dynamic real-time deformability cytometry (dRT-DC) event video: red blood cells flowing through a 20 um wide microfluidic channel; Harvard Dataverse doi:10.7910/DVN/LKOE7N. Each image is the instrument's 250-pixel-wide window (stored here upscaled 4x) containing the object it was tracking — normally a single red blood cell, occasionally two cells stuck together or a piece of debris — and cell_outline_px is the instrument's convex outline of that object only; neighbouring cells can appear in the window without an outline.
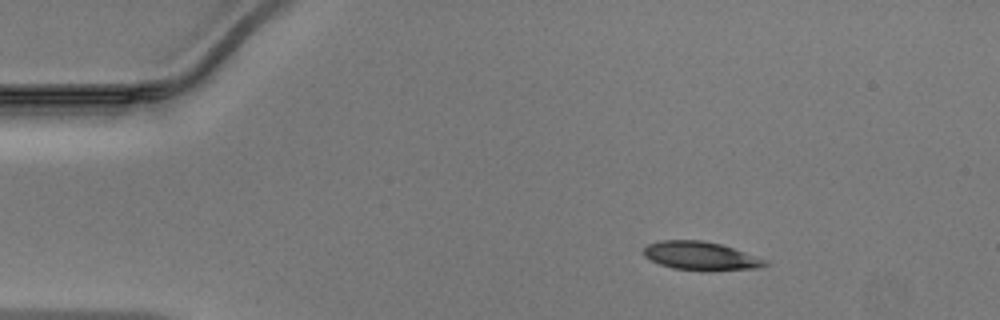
{"species": "Egyptian fruit bat (a non-hibernating species)", "species_latin": "Rousettus aegyptiacus", "temperature_condition": "warm", "stored_images_in_passage": 41, "camera_frame_rate_fps": 3000, "um_per_image_px": 0.085, "animal": {"sex": "male"}, "frame": {"image": 1, "passage_image": 1, "time_ms": 0.0, "image_size_px": [1000, 320], "cell_outline_px": [[768, 264], [760, 268], [672, 268], [660, 264], [644, 256], [644, 248], [648, 244], [664, 240], [700, 240], [720, 244], [744, 252], [764, 260]], "centroid_in_image_um": [59.48, 21.7], "position_along_channel_um": 25.5, "area_um2": 18.84}}
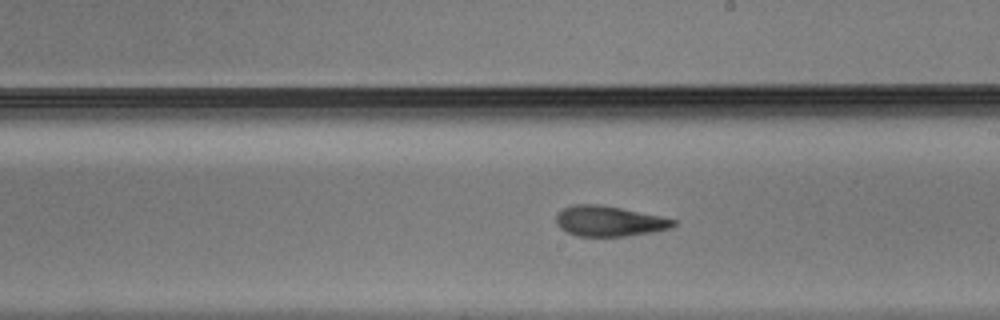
{"frame": {"image": 2, "passage_image": 21, "time_ms": 6.667, "image_size_px": [1000, 320], "cell_outline_px": [[676, 224], [668, 228], [652, 232], [624, 236], [576, 236], [560, 228], [556, 224], [556, 212], [572, 204], [600, 204], [620, 208], [676, 220]], "centroid_in_image_um": [51.7, 18.79], "position_along_channel_um": 237.3, "area_um2": 20.52}}
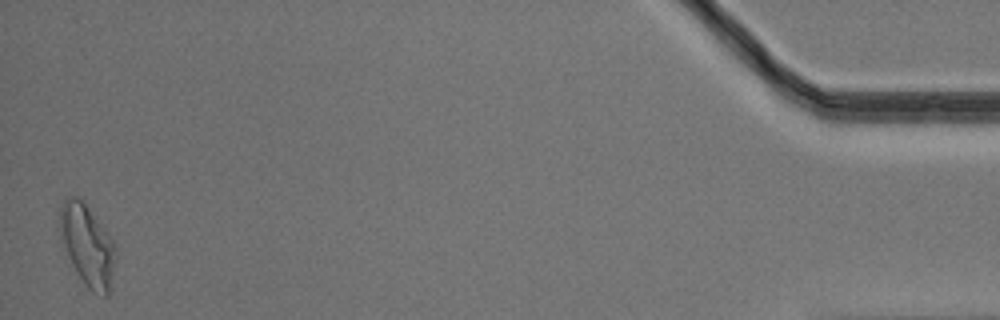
{"frame": {"image": 3, "passage_image": 41, "time_ms": 13.333, "image_size_px": [1000, 320], "cell_outline_px": [[116, 256], [108, 296], [104, 296], [92, 292], [84, 284], [76, 272], [60, 244], [56, 224], [60, 208], [64, 200], [68, 196], [76, 196], [84, 200], [108, 232], [116, 244]], "centroid_in_image_um": [7.37, 20.8], "position_along_channel_um": 427.8, "area_um2": 27.46}}